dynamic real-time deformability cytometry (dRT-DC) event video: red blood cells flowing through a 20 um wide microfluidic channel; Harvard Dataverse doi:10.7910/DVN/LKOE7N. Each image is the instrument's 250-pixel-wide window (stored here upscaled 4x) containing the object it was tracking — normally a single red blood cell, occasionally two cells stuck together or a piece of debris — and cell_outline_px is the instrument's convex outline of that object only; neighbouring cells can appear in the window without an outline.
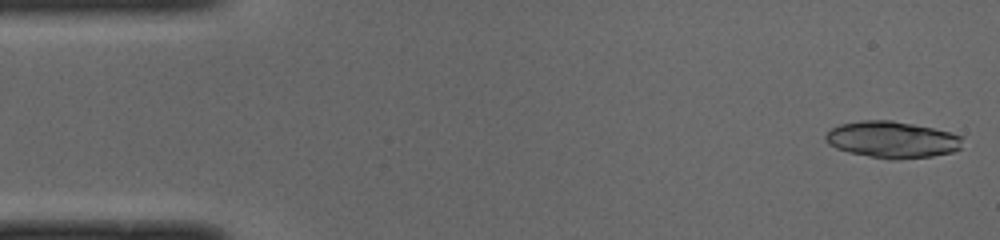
{"species": "common noctule bat (a hibernating species)", "species_latin": "Nyctalus noctula", "temperature_condition": "cold", "stored_images_in_passage": 26, "camera_frame_rate_fps": 3000, "um_per_image_px": 0.085, "animal": {"sex": "male", "body_mass_g": 19.0, "forearm_length_mm": 50.8}, "frame": {"image": 1, "passage_image": 1, "time_ms": 0.0, "image_size_px": [1000, 240], "cell_outline_px": [[964, 136], [960, 148], [952, 152], [932, 156], [896, 160], [892, 160], [868, 156], [848, 152], [836, 148], [828, 144], [824, 136], [832, 128], [840, 124], [860, 120], [892, 120], [932, 128]], "centroid_in_image_um": [75.82, 11.87], "position_along_channel_um": 9.2, "area_um2": 29.25}}
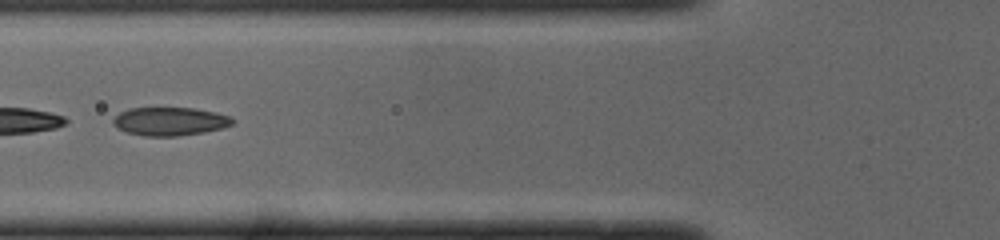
{"frame": {"image": 2, "passage_image": 18, "time_ms": 5.667, "image_size_px": [1000, 240], "cell_outline_px": [[232, 124], [220, 128], [204, 132], [176, 136], [144, 136], [128, 132], [116, 128], [112, 124], [112, 120], [120, 112], [128, 108], [192, 108], [216, 112], [232, 116]], "centroid_in_image_um": [14.4, 10.31], "position_along_channel_um": 111.4, "area_um2": 19.65}}